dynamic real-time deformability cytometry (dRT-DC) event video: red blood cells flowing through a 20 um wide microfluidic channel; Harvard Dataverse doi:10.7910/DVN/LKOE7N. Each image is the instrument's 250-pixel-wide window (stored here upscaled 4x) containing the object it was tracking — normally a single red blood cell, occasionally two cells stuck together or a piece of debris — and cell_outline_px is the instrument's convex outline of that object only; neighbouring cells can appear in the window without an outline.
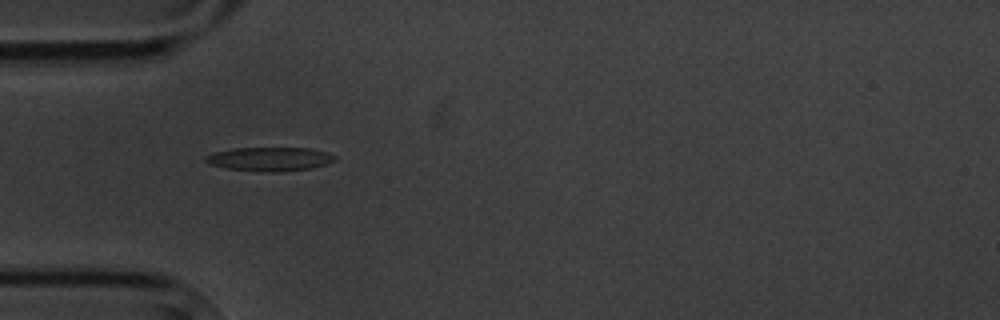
{"species": "common noctule bat (a hibernating species)", "species_latin": "Nyctalus noctula", "temperature_condition": "cold", "stored_images_in_passage": 2, "camera_frame_rate_fps": 3000, "um_per_image_px": 0.085, "animal": {"sex": "male", "body_mass_g": 20.1, "forearm_length_mm": 53.5}, "frame": {"image": 1, "passage_image": 1, "time_ms": 0.0, "image_size_px": [1000, 320], "cell_outline_px": [[336, 160], [312, 168], [276, 172], [268, 172], [228, 168], [208, 164], [204, 160], [204, 156], [212, 152], [232, 148], [308, 148], [324, 152], [336, 156]], "centroid_in_image_um": [22.86, 13.51], "position_along_channel_um": 62.1, "area_um2": 17.86}}
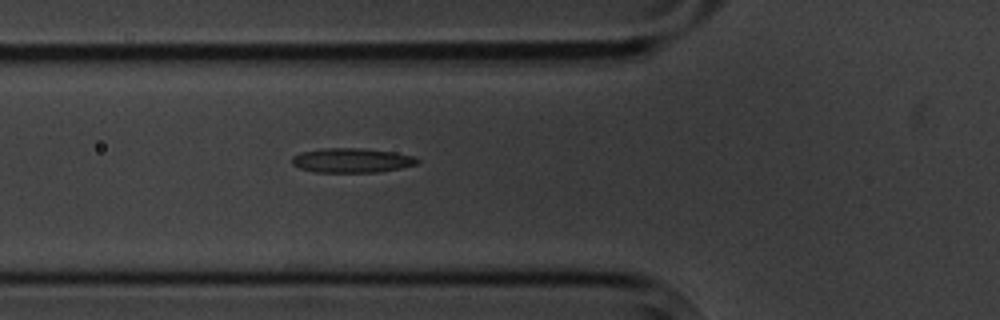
{"frame": {"image": 2, "passage_image": 2, "time_ms": 1.0, "image_size_px": [1000, 320], "cell_outline_px": [[420, 160], [416, 164], [400, 168], [376, 172], [316, 172], [300, 168], [292, 164], [292, 156], [300, 152], [324, 148], [364, 148], [392, 152], [412, 156]], "centroid_in_image_um": [29.86, 13.63], "position_along_channel_um": 95.9, "area_um2": 17.74}}